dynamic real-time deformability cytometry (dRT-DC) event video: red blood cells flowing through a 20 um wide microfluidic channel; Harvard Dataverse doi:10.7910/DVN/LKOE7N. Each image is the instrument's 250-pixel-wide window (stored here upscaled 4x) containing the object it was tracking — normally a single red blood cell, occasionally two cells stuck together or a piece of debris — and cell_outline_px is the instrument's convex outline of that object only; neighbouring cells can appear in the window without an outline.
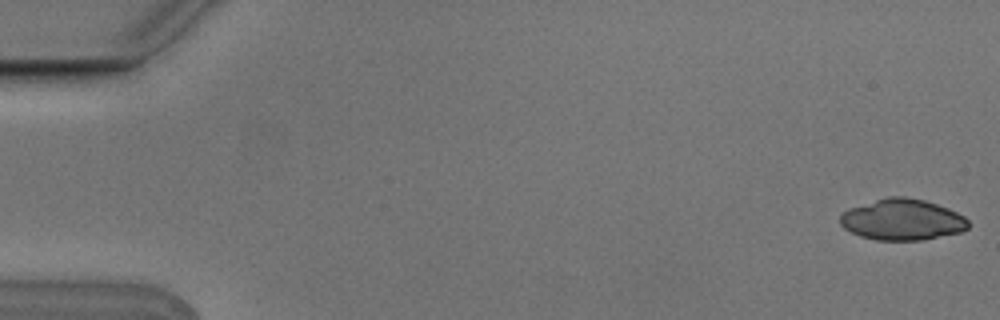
{"species": "Egyptian fruit bat (a non-hibernating species)", "species_latin": "Rousettus aegyptiacus", "temperature_condition": "cold", "stored_images_in_passage": 6, "camera_frame_rate_fps": 3000, "um_per_image_px": 0.085, "animal": {"sex": "male"}, "frame": {"image": 1, "passage_image": 1, "time_ms": 0.0, "image_size_px": [1000, 320], "cell_outline_px": [[968, 228], [960, 232], [920, 240], [876, 240], [860, 236], [844, 228], [840, 224], [840, 216], [848, 208], [888, 196], [904, 196], [924, 200], [948, 208], [964, 216], [968, 220]], "centroid_in_image_um": [76.68, 18.66], "position_along_channel_um": 8.3, "area_um2": 30.58}}
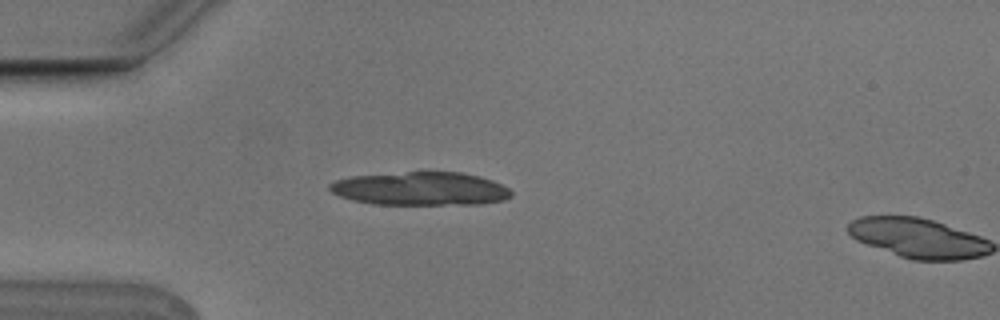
{"frame": {"image": 2, "passage_image": 5, "time_ms": 1.333, "image_size_px": [1000, 320], "cell_outline_px": [[512, 196], [504, 200], [484, 204], [372, 204], [352, 200], [340, 196], [332, 192], [328, 188], [328, 184], [336, 180], [352, 176], [408, 172], [460, 172], [480, 176], [492, 180], [508, 188], [512, 192]], "centroid_in_image_um": [35.76, 16.04], "position_along_channel_um": 49.2, "area_um2": 35.32}}